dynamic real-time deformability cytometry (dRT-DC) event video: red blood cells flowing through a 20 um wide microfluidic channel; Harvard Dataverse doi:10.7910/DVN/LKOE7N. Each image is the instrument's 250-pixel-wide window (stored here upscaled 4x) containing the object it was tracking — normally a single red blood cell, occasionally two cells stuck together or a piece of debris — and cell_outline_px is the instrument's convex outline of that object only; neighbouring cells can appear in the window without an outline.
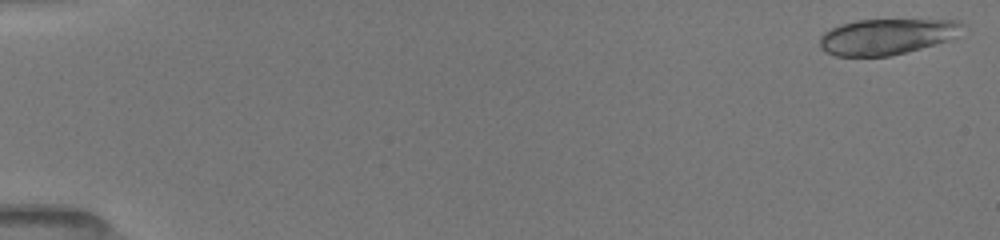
{"species": "common noctule bat (a hibernating species)", "species_latin": "Nyctalus noctula", "temperature_condition": "room temperature", "stored_images_in_passage": 45, "camera_frame_rate_fps": 3000, "um_per_image_px": 0.085, "animal": {"sex": "female", "body_mass_g": 19.5, "forearm_length_mm": 54.1}, "frame": {"image": 1, "passage_image": 1, "time_ms": 0.0, "image_size_px": [1000, 240], "cell_outline_px": [[964, 24], [956, 36], [948, 40], [920, 48], [888, 56], [836, 56], [820, 48], [820, 36], [824, 32], [840, 24], [856, 20], [960, 20]], "centroid_in_image_um": [75.35, 3.1], "position_along_channel_um": 9.7, "area_um2": 29.48}}
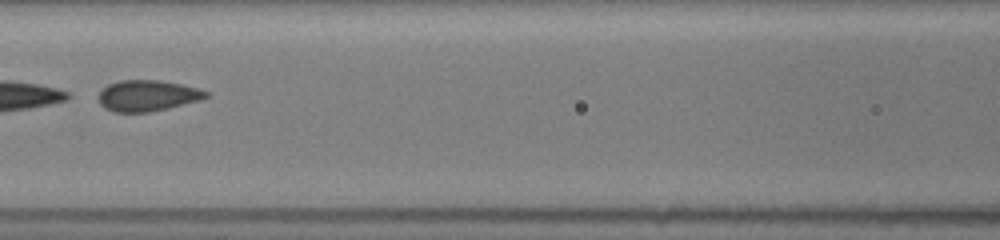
{"frame": {"image": 2, "passage_image": 17, "time_ms": 7.667, "image_size_px": [1000, 240], "cell_outline_px": [[208, 96], [200, 100], [168, 108], [148, 112], [112, 112], [104, 108], [100, 104], [96, 96], [108, 84], [120, 80], [156, 80], [180, 84], [200, 88], [208, 92]], "centroid_in_image_um": [12.5, 8.13], "position_along_channel_um": 154.1, "area_um2": 19.48}}
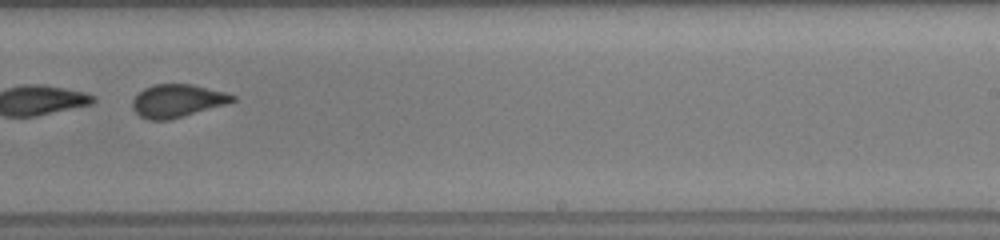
{"frame": {"image": 3, "passage_image": 26, "time_ms": 10.667, "image_size_px": [1000, 240], "cell_outline_px": [[236, 100], [224, 104], [184, 116], [168, 120], [148, 120], [140, 116], [132, 108], [132, 100], [144, 88], [152, 84], [192, 84], [224, 92], [236, 96]], "centroid_in_image_um": [15.04, 8.56], "position_along_channel_um": 274.0, "area_um2": 19.02}, "authors_computed_cell_mechanics": {"area_um2": 29.767, "velocity_mm_per_s": 4.0111, "shape_relaxation_time_tau1_ms": null, "shape_relaxation_time_tau2_ms": 0.5641, "deformation_change_tau1": null, "deformation_change_tau2": 0.056}}